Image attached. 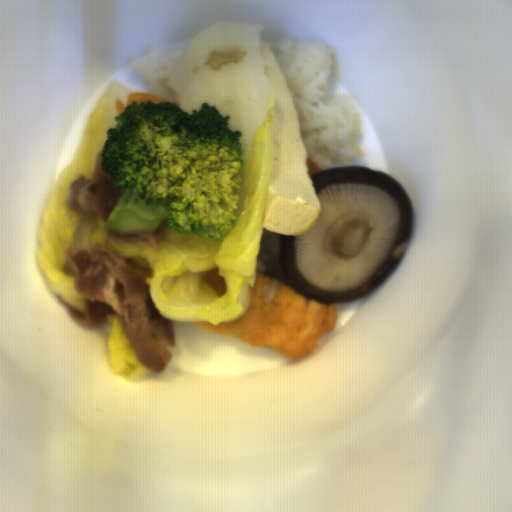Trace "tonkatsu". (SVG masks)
Masks as SVG:
<instances>
[{"label":"tonkatsu","mask_w":512,"mask_h":512,"mask_svg":"<svg viewBox=\"0 0 512 512\" xmlns=\"http://www.w3.org/2000/svg\"><path fill=\"white\" fill-rule=\"evenodd\" d=\"M250 302L238 319L213 325L192 322L211 334L297 360L315 349L319 337L337 324V303L312 299L280 280L256 271Z\"/></svg>","instance_id":"tonkatsu-1"},{"label":"tonkatsu","mask_w":512,"mask_h":512,"mask_svg":"<svg viewBox=\"0 0 512 512\" xmlns=\"http://www.w3.org/2000/svg\"><path fill=\"white\" fill-rule=\"evenodd\" d=\"M149 100H152L153 102L158 103V104L160 102L176 103L177 106L182 109L181 104H179L176 100L164 99L158 95H155V94L149 93V92H131L126 97V103H124L123 100H121L120 98L117 99L116 104H115V109H116L117 114L120 115L121 113L124 112L126 106L131 105L133 101H136L137 104H140L142 101H144L146 103Z\"/></svg>","instance_id":"tonkatsu-2"}]
</instances>
